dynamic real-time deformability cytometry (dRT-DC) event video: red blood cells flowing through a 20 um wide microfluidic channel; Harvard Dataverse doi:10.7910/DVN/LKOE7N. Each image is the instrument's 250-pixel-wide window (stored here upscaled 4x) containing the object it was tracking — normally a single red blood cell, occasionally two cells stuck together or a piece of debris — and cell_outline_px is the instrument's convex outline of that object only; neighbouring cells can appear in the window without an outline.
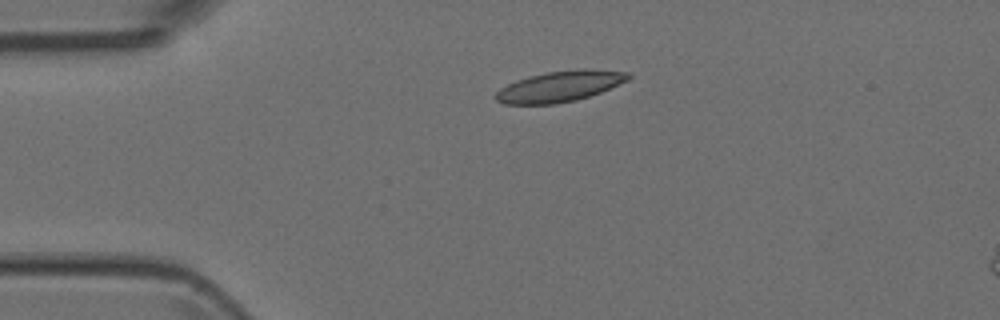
{"species": "Egyptian fruit bat (a non-hibernating species)", "species_latin": "Rousettus aegyptiacus", "temperature_condition": "room temperature", "stored_images_in_passage": 3, "segment_of_instrument_passage": [1, 2], "camera_frame_rate_fps": 3000, "um_per_image_px": 0.085, "animal": {"sex": "female"}, "frame": {"image": 1, "passage_image": 1, "time_ms": 0.0, "image_size_px": [1000, 320], "cell_outline_px": [[632, 76], [628, 80], [600, 92], [576, 100], [552, 104], [504, 104], [496, 100], [496, 92], [500, 88], [516, 80], [548, 72], [628, 72]], "centroid_in_image_um": [47.47, 7.41], "position_along_channel_um": 37.5, "area_um2": 22.31}}